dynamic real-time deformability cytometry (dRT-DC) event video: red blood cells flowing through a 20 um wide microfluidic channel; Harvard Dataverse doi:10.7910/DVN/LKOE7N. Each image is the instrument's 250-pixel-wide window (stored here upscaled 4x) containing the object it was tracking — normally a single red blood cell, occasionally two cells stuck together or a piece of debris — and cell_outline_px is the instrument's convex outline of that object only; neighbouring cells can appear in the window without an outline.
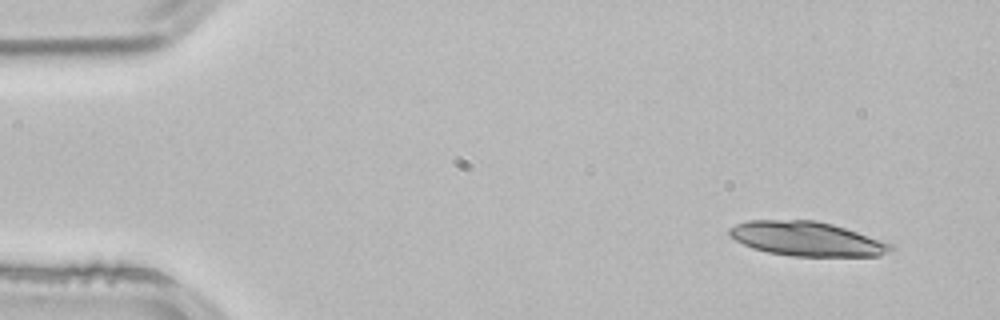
{"species": "common noctule bat (a hibernating species)", "species_latin": "Nyctalus noctula", "temperature_condition": "room temperature", "stored_images_in_passage": 3, "camera_frame_rate_fps": 3000, "um_per_image_px": 0.085, "animal": {"sex": "male", "body_mass_g": 21.5, "forearm_length_mm": 52.0}, "frame": {"image": 1, "passage_image": 1, "time_ms": 0.0, "image_size_px": [1000, 320], "cell_outline_px": [[892, 248], [880, 256], [792, 256], [768, 252], [752, 248], [736, 240], [728, 232], [728, 228], [736, 224], [748, 220], [816, 220], [832, 224], [892, 244]], "centroid_in_image_um": [68.53, 20.3], "position_along_channel_um": 16.5, "area_um2": 31.91}}